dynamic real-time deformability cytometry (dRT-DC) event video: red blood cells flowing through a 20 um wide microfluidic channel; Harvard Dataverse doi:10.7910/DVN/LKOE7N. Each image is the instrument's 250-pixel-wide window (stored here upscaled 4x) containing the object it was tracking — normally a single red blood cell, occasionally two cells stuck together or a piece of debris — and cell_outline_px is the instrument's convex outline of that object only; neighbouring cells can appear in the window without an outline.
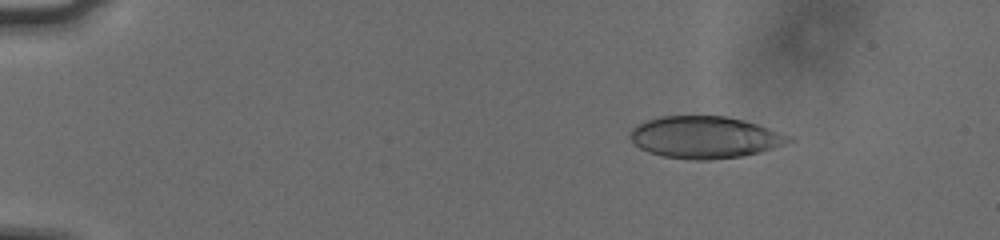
{"species": "human", "species_latin": "Homo sapiens", "temperature_condition": "cold", "stored_images_in_passage": 56, "camera_frame_rate_fps": 3000, "um_per_image_px": 0.085, "donor": {"sex": "male"}, "frame": {"image": 1, "passage_image": 9, "time_ms": 2.667, "image_size_px": [1000, 240], "cell_outline_px": [[796, 140], [760, 152], [740, 156], [708, 160], [692, 160], [664, 156], [648, 152], [640, 148], [628, 136], [628, 132], [636, 124], [660, 116], [724, 116], [744, 120], [792, 136]], "centroid_in_image_um": [59.89, 11.66], "position_along_channel_um": 25.1, "area_um2": 38.73}}
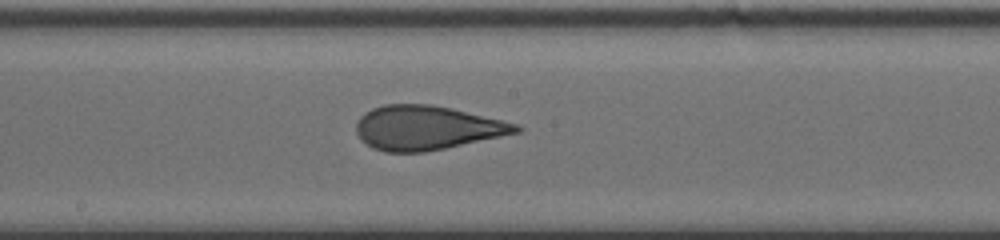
{"frame": {"image": 2, "passage_image": 32, "time_ms": 10.333, "image_size_px": [1000, 240], "cell_outline_px": [[524, 128], [520, 132], [444, 148], [424, 152], [384, 152], [372, 148], [356, 132], [356, 124], [360, 116], [364, 112], [372, 108], [384, 104], [432, 104], [452, 108], [516, 124]], "centroid_in_image_um": [36.24, 10.85], "position_along_channel_um": 212.0, "area_um2": 40.81}}
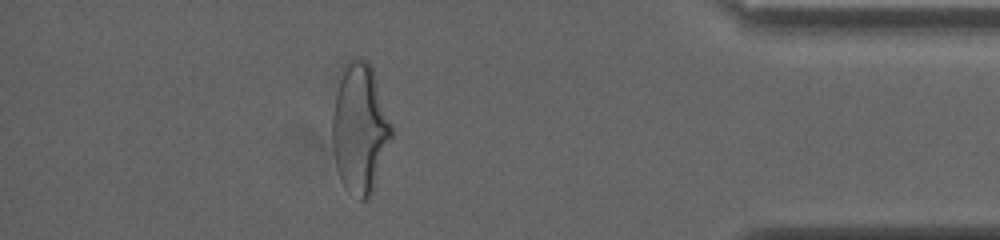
{"frame": {"image": 3, "passage_image": 50, "time_ms": 16.333, "image_size_px": [1000, 240], "cell_outline_px": [[392, 136], [372, 192], [368, 200], [360, 200], [348, 192], [344, 188], [340, 180], [336, 168], [332, 148], [332, 116], [340, 68], [352, 56], [360, 56], [368, 60], [372, 68], [392, 128]], "centroid_in_image_um": [30.54, 10.89], "position_along_channel_um": 404.7, "area_um2": 45.03}, "authors_computed_cell_mechanics": {"area_um2": 40.4311, "velocity_mm_per_s": 3.7794, "shape_relaxation_time_tau1_ms": 5.9232, "shape_relaxation_time_tau2_ms": 1.0762, "deformation_change_tau1": 0.1788, "deformation_change_tau2": 0.0913}}